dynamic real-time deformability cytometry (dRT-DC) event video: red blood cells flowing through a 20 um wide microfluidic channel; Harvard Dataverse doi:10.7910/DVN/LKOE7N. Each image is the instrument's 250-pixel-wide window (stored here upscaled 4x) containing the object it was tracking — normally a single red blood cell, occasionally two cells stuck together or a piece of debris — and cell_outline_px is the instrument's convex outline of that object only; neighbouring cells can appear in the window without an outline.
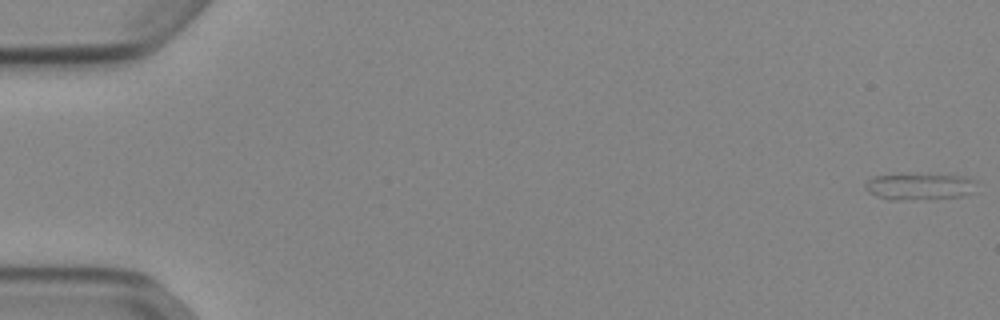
{"species": "Egyptian fruit bat (a non-hibernating species)", "species_latin": "Rousettus aegyptiacus", "temperature_condition": "cold", "stored_images_in_passage": 53, "camera_frame_rate_fps": 3000, "um_per_image_px": 0.085, "animal": {"sex": "female"}, "frame": {"image": 1, "passage_image": 1, "time_ms": 0.0, "image_size_px": [1000, 320], "cell_outline_px": [[976, 180], [972, 192], [964, 196], [896, 200], [888, 200], [868, 192], [864, 188], [864, 184], [872, 176], [908, 172], [924, 172], [964, 176]], "centroid_in_image_um": [78.11, 15.79], "position_along_channel_um": 6.9, "area_um2": 17.98}}
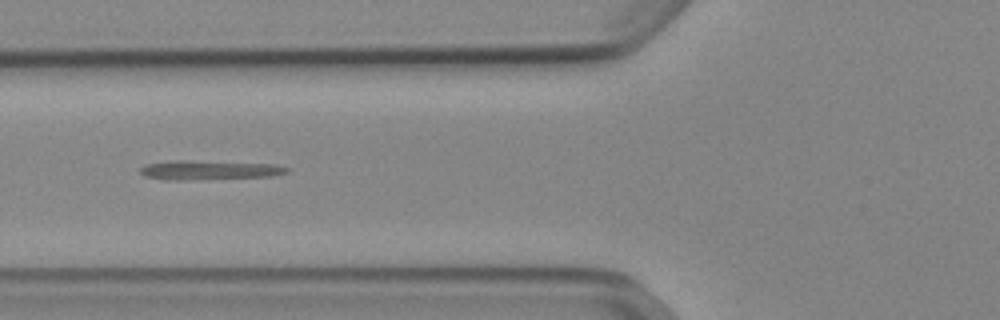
{"frame": {"image": 2, "passage_image": 21, "time_ms": 6.667, "image_size_px": [1000, 320], "cell_outline_px": [[288, 172], [272, 176], [180, 180], [164, 180], [148, 176], [140, 172], [140, 168], [148, 164], [180, 160], [276, 164], [288, 168]], "centroid_in_image_um": [17.81, 14.46], "position_along_channel_um": 108.0, "area_um2": 16.07}}
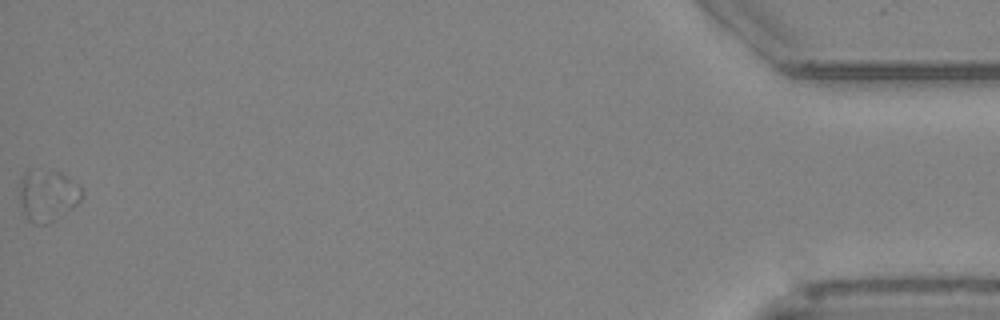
{"frame": {"image": 3, "passage_image": 53, "time_ms": 17.333, "image_size_px": [1000, 320], "cell_outline_px": [[80, 200], [72, 208], [48, 224], [32, 224], [28, 220], [24, 212], [20, 200], [20, 180], [24, 172], [28, 168], [80, 188]], "centroid_in_image_um": [3.91, 16.75], "position_along_channel_um": 431.3, "area_um2": 16.88}}